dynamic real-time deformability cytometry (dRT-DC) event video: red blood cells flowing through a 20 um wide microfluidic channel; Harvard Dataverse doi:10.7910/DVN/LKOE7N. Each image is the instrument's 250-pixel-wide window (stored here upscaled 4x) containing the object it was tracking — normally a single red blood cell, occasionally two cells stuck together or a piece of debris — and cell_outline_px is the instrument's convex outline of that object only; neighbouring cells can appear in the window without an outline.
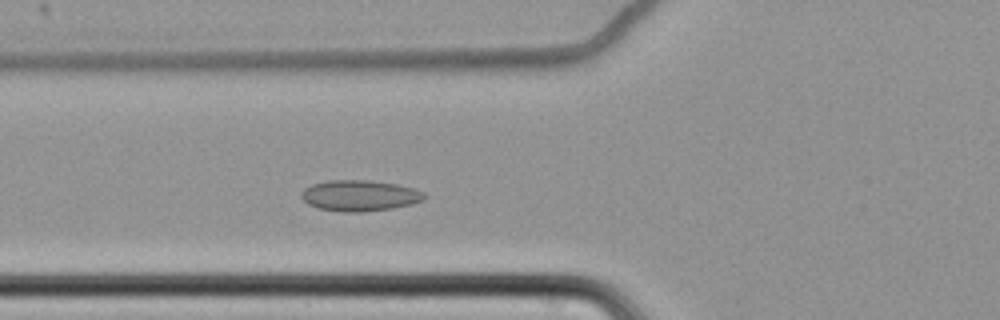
{"species": "common noctule bat (a hibernating species)", "species_latin": "Nyctalus noctula", "temperature_condition": "cold", "stored_images_in_passage": 48, "camera_frame_rate_fps": 3000, "um_per_image_px": 0.085, "animal": {"sex": "female", "body_mass_g": 22.7, "forearm_length_mm": 54.2}, "frame": {"image": 1, "passage_image": 11, "time_ms": 3.333, "image_size_px": [1000, 320], "cell_outline_px": [[428, 196], [424, 200], [412, 204], [392, 208], [360, 212], [340, 212], [316, 208], [308, 204], [300, 196], [300, 192], [304, 188], [312, 184], [328, 180], [368, 180], [396, 184], [416, 188], [424, 192]], "centroid_in_image_um": [30.58, 16.62], "position_along_channel_um": 95.2, "area_um2": 22.48}}
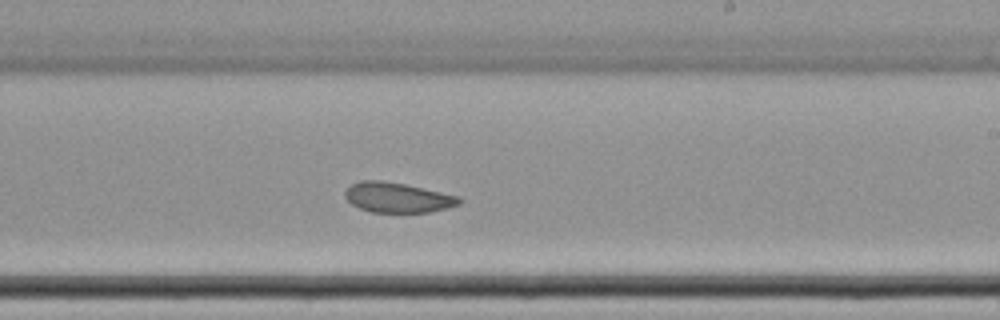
{"frame": {"image": 2, "passage_image": 25, "time_ms": 8.0, "image_size_px": [1000, 320], "cell_outline_px": [[464, 200], [460, 204], [428, 212], [372, 212], [360, 208], [352, 204], [344, 196], [344, 192], [352, 184], [360, 180], [384, 180], [404, 184], [460, 196]], "centroid_in_image_um": [33.79, 16.78], "position_along_channel_um": 255.2, "area_um2": 19.88}}
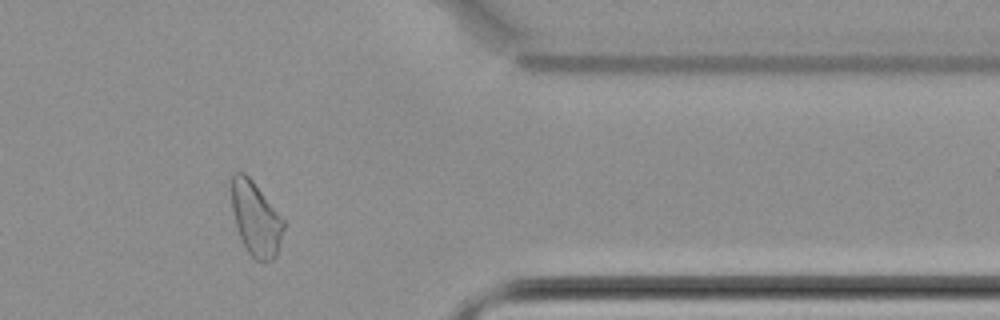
{"frame": {"image": 3, "passage_image": 38, "time_ms": 12.333, "image_size_px": [1000, 320], "cell_outline_px": [[284, 228], [280, 244], [276, 256], [272, 260], [256, 260], [248, 252], [236, 228], [232, 208], [232, 172], [244, 172], [252, 180], [284, 220]], "centroid_in_image_um": [21.74, 18.59], "position_along_channel_um": 389.7, "area_um2": 22.14}, "authors_computed_cell_mechanics": {"area_um2": 21.964, "velocity_mm_per_s": 3.4354, "shape_relaxation_time_tau1_ms": null, "shape_relaxation_time_tau2_ms": 3.1262, "deformation_change_tau1": null, "deformation_change_tau2": 0.0543}}